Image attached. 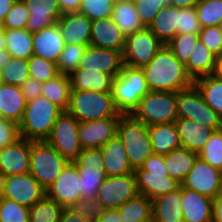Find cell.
<instances>
[{
  "mask_svg": "<svg viewBox=\"0 0 222 222\" xmlns=\"http://www.w3.org/2000/svg\"><path fill=\"white\" fill-rule=\"evenodd\" d=\"M29 75L41 83L54 79L59 75L57 63L32 55L28 59Z\"/></svg>",
  "mask_w": 222,
  "mask_h": 222,
  "instance_id": "cell-44",
  "label": "cell"
},
{
  "mask_svg": "<svg viewBox=\"0 0 222 222\" xmlns=\"http://www.w3.org/2000/svg\"><path fill=\"white\" fill-rule=\"evenodd\" d=\"M177 92L150 91L142 97L132 116L147 127L175 122L177 119Z\"/></svg>",
  "mask_w": 222,
  "mask_h": 222,
  "instance_id": "cell-7",
  "label": "cell"
},
{
  "mask_svg": "<svg viewBox=\"0 0 222 222\" xmlns=\"http://www.w3.org/2000/svg\"><path fill=\"white\" fill-rule=\"evenodd\" d=\"M116 135L125 148L131 168L142 167L153 153L148 127L132 115H121Z\"/></svg>",
  "mask_w": 222,
  "mask_h": 222,
  "instance_id": "cell-5",
  "label": "cell"
},
{
  "mask_svg": "<svg viewBox=\"0 0 222 222\" xmlns=\"http://www.w3.org/2000/svg\"><path fill=\"white\" fill-rule=\"evenodd\" d=\"M80 180L74 162H69L56 178L54 183L46 190V195L63 208L72 207L81 199Z\"/></svg>",
  "mask_w": 222,
  "mask_h": 222,
  "instance_id": "cell-15",
  "label": "cell"
},
{
  "mask_svg": "<svg viewBox=\"0 0 222 222\" xmlns=\"http://www.w3.org/2000/svg\"><path fill=\"white\" fill-rule=\"evenodd\" d=\"M12 59L11 54L6 50L5 52H0V70L10 63Z\"/></svg>",
  "mask_w": 222,
  "mask_h": 222,
  "instance_id": "cell-63",
  "label": "cell"
},
{
  "mask_svg": "<svg viewBox=\"0 0 222 222\" xmlns=\"http://www.w3.org/2000/svg\"><path fill=\"white\" fill-rule=\"evenodd\" d=\"M79 121L67 111L57 117L46 142L69 161L73 162L82 152L78 137Z\"/></svg>",
  "mask_w": 222,
  "mask_h": 222,
  "instance_id": "cell-10",
  "label": "cell"
},
{
  "mask_svg": "<svg viewBox=\"0 0 222 222\" xmlns=\"http://www.w3.org/2000/svg\"><path fill=\"white\" fill-rule=\"evenodd\" d=\"M194 85L201 92L205 102L222 117V81L212 75L194 80Z\"/></svg>",
  "mask_w": 222,
  "mask_h": 222,
  "instance_id": "cell-38",
  "label": "cell"
},
{
  "mask_svg": "<svg viewBox=\"0 0 222 222\" xmlns=\"http://www.w3.org/2000/svg\"><path fill=\"white\" fill-rule=\"evenodd\" d=\"M3 82H2V78H1V75H0V84H2Z\"/></svg>",
  "mask_w": 222,
  "mask_h": 222,
  "instance_id": "cell-69",
  "label": "cell"
},
{
  "mask_svg": "<svg viewBox=\"0 0 222 222\" xmlns=\"http://www.w3.org/2000/svg\"><path fill=\"white\" fill-rule=\"evenodd\" d=\"M148 131L154 154L165 156L182 147L175 122L151 125Z\"/></svg>",
  "mask_w": 222,
  "mask_h": 222,
  "instance_id": "cell-28",
  "label": "cell"
},
{
  "mask_svg": "<svg viewBox=\"0 0 222 222\" xmlns=\"http://www.w3.org/2000/svg\"><path fill=\"white\" fill-rule=\"evenodd\" d=\"M203 222H216V221H215L214 218L212 217V218H210V219H208V220H206V221H203Z\"/></svg>",
  "mask_w": 222,
  "mask_h": 222,
  "instance_id": "cell-67",
  "label": "cell"
},
{
  "mask_svg": "<svg viewBox=\"0 0 222 222\" xmlns=\"http://www.w3.org/2000/svg\"><path fill=\"white\" fill-rule=\"evenodd\" d=\"M21 138L19 125L11 120L0 119V149Z\"/></svg>",
  "mask_w": 222,
  "mask_h": 222,
  "instance_id": "cell-53",
  "label": "cell"
},
{
  "mask_svg": "<svg viewBox=\"0 0 222 222\" xmlns=\"http://www.w3.org/2000/svg\"><path fill=\"white\" fill-rule=\"evenodd\" d=\"M213 218L216 222H222V192L213 199Z\"/></svg>",
  "mask_w": 222,
  "mask_h": 222,
  "instance_id": "cell-59",
  "label": "cell"
},
{
  "mask_svg": "<svg viewBox=\"0 0 222 222\" xmlns=\"http://www.w3.org/2000/svg\"><path fill=\"white\" fill-rule=\"evenodd\" d=\"M150 91L143 70L124 65L113 79L111 96L120 114L131 115L142 97Z\"/></svg>",
  "mask_w": 222,
  "mask_h": 222,
  "instance_id": "cell-3",
  "label": "cell"
},
{
  "mask_svg": "<svg viewBox=\"0 0 222 222\" xmlns=\"http://www.w3.org/2000/svg\"><path fill=\"white\" fill-rule=\"evenodd\" d=\"M63 207L47 195L29 210V222H60Z\"/></svg>",
  "mask_w": 222,
  "mask_h": 222,
  "instance_id": "cell-39",
  "label": "cell"
},
{
  "mask_svg": "<svg viewBox=\"0 0 222 222\" xmlns=\"http://www.w3.org/2000/svg\"><path fill=\"white\" fill-rule=\"evenodd\" d=\"M126 36L111 18L92 21L90 46L123 52Z\"/></svg>",
  "mask_w": 222,
  "mask_h": 222,
  "instance_id": "cell-21",
  "label": "cell"
},
{
  "mask_svg": "<svg viewBox=\"0 0 222 222\" xmlns=\"http://www.w3.org/2000/svg\"><path fill=\"white\" fill-rule=\"evenodd\" d=\"M79 173L81 199L96 198L99 188L107 178L104 168L76 166Z\"/></svg>",
  "mask_w": 222,
  "mask_h": 222,
  "instance_id": "cell-37",
  "label": "cell"
},
{
  "mask_svg": "<svg viewBox=\"0 0 222 222\" xmlns=\"http://www.w3.org/2000/svg\"><path fill=\"white\" fill-rule=\"evenodd\" d=\"M30 208L0 196V222H29Z\"/></svg>",
  "mask_w": 222,
  "mask_h": 222,
  "instance_id": "cell-46",
  "label": "cell"
},
{
  "mask_svg": "<svg viewBox=\"0 0 222 222\" xmlns=\"http://www.w3.org/2000/svg\"><path fill=\"white\" fill-rule=\"evenodd\" d=\"M65 45L90 46L92 21L78 12L64 13L57 21Z\"/></svg>",
  "mask_w": 222,
  "mask_h": 222,
  "instance_id": "cell-20",
  "label": "cell"
},
{
  "mask_svg": "<svg viewBox=\"0 0 222 222\" xmlns=\"http://www.w3.org/2000/svg\"><path fill=\"white\" fill-rule=\"evenodd\" d=\"M73 162L76 166L104 168L100 148L83 149Z\"/></svg>",
  "mask_w": 222,
  "mask_h": 222,
  "instance_id": "cell-54",
  "label": "cell"
},
{
  "mask_svg": "<svg viewBox=\"0 0 222 222\" xmlns=\"http://www.w3.org/2000/svg\"><path fill=\"white\" fill-rule=\"evenodd\" d=\"M6 43H5V35L4 29L0 26V52H5Z\"/></svg>",
  "mask_w": 222,
  "mask_h": 222,
  "instance_id": "cell-64",
  "label": "cell"
},
{
  "mask_svg": "<svg viewBox=\"0 0 222 222\" xmlns=\"http://www.w3.org/2000/svg\"><path fill=\"white\" fill-rule=\"evenodd\" d=\"M0 75L4 84L20 87L30 77L28 60L12 57L10 63L0 70Z\"/></svg>",
  "mask_w": 222,
  "mask_h": 222,
  "instance_id": "cell-40",
  "label": "cell"
},
{
  "mask_svg": "<svg viewBox=\"0 0 222 222\" xmlns=\"http://www.w3.org/2000/svg\"><path fill=\"white\" fill-rule=\"evenodd\" d=\"M113 5L117 4V3H120L122 1H125V0H109Z\"/></svg>",
  "mask_w": 222,
  "mask_h": 222,
  "instance_id": "cell-65",
  "label": "cell"
},
{
  "mask_svg": "<svg viewBox=\"0 0 222 222\" xmlns=\"http://www.w3.org/2000/svg\"><path fill=\"white\" fill-rule=\"evenodd\" d=\"M70 161L46 141H31L29 173L47 190Z\"/></svg>",
  "mask_w": 222,
  "mask_h": 222,
  "instance_id": "cell-8",
  "label": "cell"
},
{
  "mask_svg": "<svg viewBox=\"0 0 222 222\" xmlns=\"http://www.w3.org/2000/svg\"><path fill=\"white\" fill-rule=\"evenodd\" d=\"M198 153L185 148H178L165 155V166L170 177L182 182L191 171Z\"/></svg>",
  "mask_w": 222,
  "mask_h": 222,
  "instance_id": "cell-32",
  "label": "cell"
},
{
  "mask_svg": "<svg viewBox=\"0 0 222 222\" xmlns=\"http://www.w3.org/2000/svg\"><path fill=\"white\" fill-rule=\"evenodd\" d=\"M71 81L69 75L59 74L54 79L42 85V95L58 106L62 111H67L70 103Z\"/></svg>",
  "mask_w": 222,
  "mask_h": 222,
  "instance_id": "cell-34",
  "label": "cell"
},
{
  "mask_svg": "<svg viewBox=\"0 0 222 222\" xmlns=\"http://www.w3.org/2000/svg\"><path fill=\"white\" fill-rule=\"evenodd\" d=\"M177 118L201 123L213 130L222 128V117L203 98L195 85L177 92Z\"/></svg>",
  "mask_w": 222,
  "mask_h": 222,
  "instance_id": "cell-9",
  "label": "cell"
},
{
  "mask_svg": "<svg viewBox=\"0 0 222 222\" xmlns=\"http://www.w3.org/2000/svg\"><path fill=\"white\" fill-rule=\"evenodd\" d=\"M201 28L218 26L222 19V0H203L195 5Z\"/></svg>",
  "mask_w": 222,
  "mask_h": 222,
  "instance_id": "cell-41",
  "label": "cell"
},
{
  "mask_svg": "<svg viewBox=\"0 0 222 222\" xmlns=\"http://www.w3.org/2000/svg\"><path fill=\"white\" fill-rule=\"evenodd\" d=\"M123 66L122 52L87 46L77 69L106 73L115 78L121 72Z\"/></svg>",
  "mask_w": 222,
  "mask_h": 222,
  "instance_id": "cell-18",
  "label": "cell"
},
{
  "mask_svg": "<svg viewBox=\"0 0 222 222\" xmlns=\"http://www.w3.org/2000/svg\"><path fill=\"white\" fill-rule=\"evenodd\" d=\"M199 34H177L167 46L172 50L174 56L186 64L190 55L199 41Z\"/></svg>",
  "mask_w": 222,
  "mask_h": 222,
  "instance_id": "cell-45",
  "label": "cell"
},
{
  "mask_svg": "<svg viewBox=\"0 0 222 222\" xmlns=\"http://www.w3.org/2000/svg\"><path fill=\"white\" fill-rule=\"evenodd\" d=\"M87 46L66 44L57 61L59 74L70 75L77 70Z\"/></svg>",
  "mask_w": 222,
  "mask_h": 222,
  "instance_id": "cell-42",
  "label": "cell"
},
{
  "mask_svg": "<svg viewBox=\"0 0 222 222\" xmlns=\"http://www.w3.org/2000/svg\"><path fill=\"white\" fill-rule=\"evenodd\" d=\"M45 195L46 190L30 173L0 178V196L28 208Z\"/></svg>",
  "mask_w": 222,
  "mask_h": 222,
  "instance_id": "cell-12",
  "label": "cell"
},
{
  "mask_svg": "<svg viewBox=\"0 0 222 222\" xmlns=\"http://www.w3.org/2000/svg\"><path fill=\"white\" fill-rule=\"evenodd\" d=\"M6 48L12 57L29 59L33 55L32 33L25 29H4Z\"/></svg>",
  "mask_w": 222,
  "mask_h": 222,
  "instance_id": "cell-35",
  "label": "cell"
},
{
  "mask_svg": "<svg viewBox=\"0 0 222 222\" xmlns=\"http://www.w3.org/2000/svg\"><path fill=\"white\" fill-rule=\"evenodd\" d=\"M198 155L202 160L222 171V128L213 131Z\"/></svg>",
  "mask_w": 222,
  "mask_h": 222,
  "instance_id": "cell-43",
  "label": "cell"
},
{
  "mask_svg": "<svg viewBox=\"0 0 222 222\" xmlns=\"http://www.w3.org/2000/svg\"><path fill=\"white\" fill-rule=\"evenodd\" d=\"M71 90H92L96 92H111L112 75L91 70L77 69L70 75Z\"/></svg>",
  "mask_w": 222,
  "mask_h": 222,
  "instance_id": "cell-29",
  "label": "cell"
},
{
  "mask_svg": "<svg viewBox=\"0 0 222 222\" xmlns=\"http://www.w3.org/2000/svg\"><path fill=\"white\" fill-rule=\"evenodd\" d=\"M178 15L179 8L171 5L163 7L147 28L163 45H167L177 35Z\"/></svg>",
  "mask_w": 222,
  "mask_h": 222,
  "instance_id": "cell-30",
  "label": "cell"
},
{
  "mask_svg": "<svg viewBox=\"0 0 222 222\" xmlns=\"http://www.w3.org/2000/svg\"><path fill=\"white\" fill-rule=\"evenodd\" d=\"M42 85L40 81L29 77L21 86V91L25 97L26 102L35 99L42 95Z\"/></svg>",
  "mask_w": 222,
  "mask_h": 222,
  "instance_id": "cell-55",
  "label": "cell"
},
{
  "mask_svg": "<svg viewBox=\"0 0 222 222\" xmlns=\"http://www.w3.org/2000/svg\"><path fill=\"white\" fill-rule=\"evenodd\" d=\"M128 1H130V2H132V3H135L137 0H128Z\"/></svg>",
  "mask_w": 222,
  "mask_h": 222,
  "instance_id": "cell-68",
  "label": "cell"
},
{
  "mask_svg": "<svg viewBox=\"0 0 222 222\" xmlns=\"http://www.w3.org/2000/svg\"><path fill=\"white\" fill-rule=\"evenodd\" d=\"M117 209L123 222H152V200L145 195L138 194Z\"/></svg>",
  "mask_w": 222,
  "mask_h": 222,
  "instance_id": "cell-36",
  "label": "cell"
},
{
  "mask_svg": "<svg viewBox=\"0 0 222 222\" xmlns=\"http://www.w3.org/2000/svg\"><path fill=\"white\" fill-rule=\"evenodd\" d=\"M81 2L82 0H58L62 14L78 12Z\"/></svg>",
  "mask_w": 222,
  "mask_h": 222,
  "instance_id": "cell-57",
  "label": "cell"
},
{
  "mask_svg": "<svg viewBox=\"0 0 222 222\" xmlns=\"http://www.w3.org/2000/svg\"><path fill=\"white\" fill-rule=\"evenodd\" d=\"M33 55L57 63L65 46L61 31L56 24L32 33Z\"/></svg>",
  "mask_w": 222,
  "mask_h": 222,
  "instance_id": "cell-22",
  "label": "cell"
},
{
  "mask_svg": "<svg viewBox=\"0 0 222 222\" xmlns=\"http://www.w3.org/2000/svg\"><path fill=\"white\" fill-rule=\"evenodd\" d=\"M181 186L214 199L222 192V171L198 157Z\"/></svg>",
  "mask_w": 222,
  "mask_h": 222,
  "instance_id": "cell-14",
  "label": "cell"
},
{
  "mask_svg": "<svg viewBox=\"0 0 222 222\" xmlns=\"http://www.w3.org/2000/svg\"><path fill=\"white\" fill-rule=\"evenodd\" d=\"M29 12L26 29L31 32L50 27L63 15L58 0H22Z\"/></svg>",
  "mask_w": 222,
  "mask_h": 222,
  "instance_id": "cell-19",
  "label": "cell"
},
{
  "mask_svg": "<svg viewBox=\"0 0 222 222\" xmlns=\"http://www.w3.org/2000/svg\"><path fill=\"white\" fill-rule=\"evenodd\" d=\"M107 176H122L134 172L119 137L115 135L100 148Z\"/></svg>",
  "mask_w": 222,
  "mask_h": 222,
  "instance_id": "cell-24",
  "label": "cell"
},
{
  "mask_svg": "<svg viewBox=\"0 0 222 222\" xmlns=\"http://www.w3.org/2000/svg\"><path fill=\"white\" fill-rule=\"evenodd\" d=\"M120 117L79 122L78 137L82 149L101 148L116 135Z\"/></svg>",
  "mask_w": 222,
  "mask_h": 222,
  "instance_id": "cell-17",
  "label": "cell"
},
{
  "mask_svg": "<svg viewBox=\"0 0 222 222\" xmlns=\"http://www.w3.org/2000/svg\"><path fill=\"white\" fill-rule=\"evenodd\" d=\"M182 148L199 153L211 137L213 129L185 118L175 120Z\"/></svg>",
  "mask_w": 222,
  "mask_h": 222,
  "instance_id": "cell-26",
  "label": "cell"
},
{
  "mask_svg": "<svg viewBox=\"0 0 222 222\" xmlns=\"http://www.w3.org/2000/svg\"><path fill=\"white\" fill-rule=\"evenodd\" d=\"M184 222H203L213 217V199L182 187Z\"/></svg>",
  "mask_w": 222,
  "mask_h": 222,
  "instance_id": "cell-23",
  "label": "cell"
},
{
  "mask_svg": "<svg viewBox=\"0 0 222 222\" xmlns=\"http://www.w3.org/2000/svg\"><path fill=\"white\" fill-rule=\"evenodd\" d=\"M71 208L86 222H96L103 211L102 205L96 198L80 199Z\"/></svg>",
  "mask_w": 222,
  "mask_h": 222,
  "instance_id": "cell-51",
  "label": "cell"
},
{
  "mask_svg": "<svg viewBox=\"0 0 222 222\" xmlns=\"http://www.w3.org/2000/svg\"><path fill=\"white\" fill-rule=\"evenodd\" d=\"M26 100L19 86L0 84V119L11 120L19 125Z\"/></svg>",
  "mask_w": 222,
  "mask_h": 222,
  "instance_id": "cell-27",
  "label": "cell"
},
{
  "mask_svg": "<svg viewBox=\"0 0 222 222\" xmlns=\"http://www.w3.org/2000/svg\"><path fill=\"white\" fill-rule=\"evenodd\" d=\"M114 5L109 0H82L78 13L91 21L111 18Z\"/></svg>",
  "mask_w": 222,
  "mask_h": 222,
  "instance_id": "cell-47",
  "label": "cell"
},
{
  "mask_svg": "<svg viewBox=\"0 0 222 222\" xmlns=\"http://www.w3.org/2000/svg\"><path fill=\"white\" fill-rule=\"evenodd\" d=\"M182 186L152 200V222H184Z\"/></svg>",
  "mask_w": 222,
  "mask_h": 222,
  "instance_id": "cell-25",
  "label": "cell"
},
{
  "mask_svg": "<svg viewBox=\"0 0 222 222\" xmlns=\"http://www.w3.org/2000/svg\"><path fill=\"white\" fill-rule=\"evenodd\" d=\"M31 141L20 138L0 149V178L30 171Z\"/></svg>",
  "mask_w": 222,
  "mask_h": 222,
  "instance_id": "cell-16",
  "label": "cell"
},
{
  "mask_svg": "<svg viewBox=\"0 0 222 222\" xmlns=\"http://www.w3.org/2000/svg\"><path fill=\"white\" fill-rule=\"evenodd\" d=\"M216 60L217 56L199 40L185 64L186 71L193 80L212 75Z\"/></svg>",
  "mask_w": 222,
  "mask_h": 222,
  "instance_id": "cell-31",
  "label": "cell"
},
{
  "mask_svg": "<svg viewBox=\"0 0 222 222\" xmlns=\"http://www.w3.org/2000/svg\"><path fill=\"white\" fill-rule=\"evenodd\" d=\"M111 19L125 36L145 28L139 18L135 4L128 0L114 5Z\"/></svg>",
  "mask_w": 222,
  "mask_h": 222,
  "instance_id": "cell-33",
  "label": "cell"
},
{
  "mask_svg": "<svg viewBox=\"0 0 222 222\" xmlns=\"http://www.w3.org/2000/svg\"><path fill=\"white\" fill-rule=\"evenodd\" d=\"M198 0H170V5L177 8L195 7Z\"/></svg>",
  "mask_w": 222,
  "mask_h": 222,
  "instance_id": "cell-61",
  "label": "cell"
},
{
  "mask_svg": "<svg viewBox=\"0 0 222 222\" xmlns=\"http://www.w3.org/2000/svg\"><path fill=\"white\" fill-rule=\"evenodd\" d=\"M60 222H86V221L79 213H76L70 207V208H63L60 217Z\"/></svg>",
  "mask_w": 222,
  "mask_h": 222,
  "instance_id": "cell-58",
  "label": "cell"
},
{
  "mask_svg": "<svg viewBox=\"0 0 222 222\" xmlns=\"http://www.w3.org/2000/svg\"><path fill=\"white\" fill-rule=\"evenodd\" d=\"M16 0H0V25Z\"/></svg>",
  "mask_w": 222,
  "mask_h": 222,
  "instance_id": "cell-60",
  "label": "cell"
},
{
  "mask_svg": "<svg viewBox=\"0 0 222 222\" xmlns=\"http://www.w3.org/2000/svg\"><path fill=\"white\" fill-rule=\"evenodd\" d=\"M29 15L24 2L16 0L0 26L3 29H25Z\"/></svg>",
  "mask_w": 222,
  "mask_h": 222,
  "instance_id": "cell-48",
  "label": "cell"
},
{
  "mask_svg": "<svg viewBox=\"0 0 222 222\" xmlns=\"http://www.w3.org/2000/svg\"><path fill=\"white\" fill-rule=\"evenodd\" d=\"M212 76L222 81V56L217 57Z\"/></svg>",
  "mask_w": 222,
  "mask_h": 222,
  "instance_id": "cell-62",
  "label": "cell"
},
{
  "mask_svg": "<svg viewBox=\"0 0 222 222\" xmlns=\"http://www.w3.org/2000/svg\"><path fill=\"white\" fill-rule=\"evenodd\" d=\"M199 39L214 55L222 56V33L218 26L201 28Z\"/></svg>",
  "mask_w": 222,
  "mask_h": 222,
  "instance_id": "cell-52",
  "label": "cell"
},
{
  "mask_svg": "<svg viewBox=\"0 0 222 222\" xmlns=\"http://www.w3.org/2000/svg\"><path fill=\"white\" fill-rule=\"evenodd\" d=\"M96 222H123L118 209H103Z\"/></svg>",
  "mask_w": 222,
  "mask_h": 222,
  "instance_id": "cell-56",
  "label": "cell"
},
{
  "mask_svg": "<svg viewBox=\"0 0 222 222\" xmlns=\"http://www.w3.org/2000/svg\"><path fill=\"white\" fill-rule=\"evenodd\" d=\"M134 4L142 24L148 27L160 9L170 5V0H137Z\"/></svg>",
  "mask_w": 222,
  "mask_h": 222,
  "instance_id": "cell-49",
  "label": "cell"
},
{
  "mask_svg": "<svg viewBox=\"0 0 222 222\" xmlns=\"http://www.w3.org/2000/svg\"><path fill=\"white\" fill-rule=\"evenodd\" d=\"M61 113L62 110L43 95L27 101L19 123L21 137L30 141H46Z\"/></svg>",
  "mask_w": 222,
  "mask_h": 222,
  "instance_id": "cell-2",
  "label": "cell"
},
{
  "mask_svg": "<svg viewBox=\"0 0 222 222\" xmlns=\"http://www.w3.org/2000/svg\"><path fill=\"white\" fill-rule=\"evenodd\" d=\"M163 46L161 41L147 28L126 36L123 54L124 65L142 68L147 65Z\"/></svg>",
  "mask_w": 222,
  "mask_h": 222,
  "instance_id": "cell-11",
  "label": "cell"
},
{
  "mask_svg": "<svg viewBox=\"0 0 222 222\" xmlns=\"http://www.w3.org/2000/svg\"><path fill=\"white\" fill-rule=\"evenodd\" d=\"M139 194L150 200L175 191L181 182L170 177L165 166V156L152 153L143 166L134 170Z\"/></svg>",
  "mask_w": 222,
  "mask_h": 222,
  "instance_id": "cell-4",
  "label": "cell"
},
{
  "mask_svg": "<svg viewBox=\"0 0 222 222\" xmlns=\"http://www.w3.org/2000/svg\"><path fill=\"white\" fill-rule=\"evenodd\" d=\"M67 112L79 122L121 117L113 102L111 92L71 90Z\"/></svg>",
  "mask_w": 222,
  "mask_h": 222,
  "instance_id": "cell-6",
  "label": "cell"
},
{
  "mask_svg": "<svg viewBox=\"0 0 222 222\" xmlns=\"http://www.w3.org/2000/svg\"><path fill=\"white\" fill-rule=\"evenodd\" d=\"M151 91L178 92L194 85L185 64L163 45L153 59L141 68Z\"/></svg>",
  "mask_w": 222,
  "mask_h": 222,
  "instance_id": "cell-1",
  "label": "cell"
},
{
  "mask_svg": "<svg viewBox=\"0 0 222 222\" xmlns=\"http://www.w3.org/2000/svg\"><path fill=\"white\" fill-rule=\"evenodd\" d=\"M200 31L195 7L179 8L177 34H199Z\"/></svg>",
  "mask_w": 222,
  "mask_h": 222,
  "instance_id": "cell-50",
  "label": "cell"
},
{
  "mask_svg": "<svg viewBox=\"0 0 222 222\" xmlns=\"http://www.w3.org/2000/svg\"><path fill=\"white\" fill-rule=\"evenodd\" d=\"M139 194L134 172L122 176H107L101 184L96 199L103 209H117Z\"/></svg>",
  "mask_w": 222,
  "mask_h": 222,
  "instance_id": "cell-13",
  "label": "cell"
},
{
  "mask_svg": "<svg viewBox=\"0 0 222 222\" xmlns=\"http://www.w3.org/2000/svg\"><path fill=\"white\" fill-rule=\"evenodd\" d=\"M218 27H219V29H220V32L222 33V19H221V21L219 22Z\"/></svg>",
  "mask_w": 222,
  "mask_h": 222,
  "instance_id": "cell-66",
  "label": "cell"
}]
</instances>
